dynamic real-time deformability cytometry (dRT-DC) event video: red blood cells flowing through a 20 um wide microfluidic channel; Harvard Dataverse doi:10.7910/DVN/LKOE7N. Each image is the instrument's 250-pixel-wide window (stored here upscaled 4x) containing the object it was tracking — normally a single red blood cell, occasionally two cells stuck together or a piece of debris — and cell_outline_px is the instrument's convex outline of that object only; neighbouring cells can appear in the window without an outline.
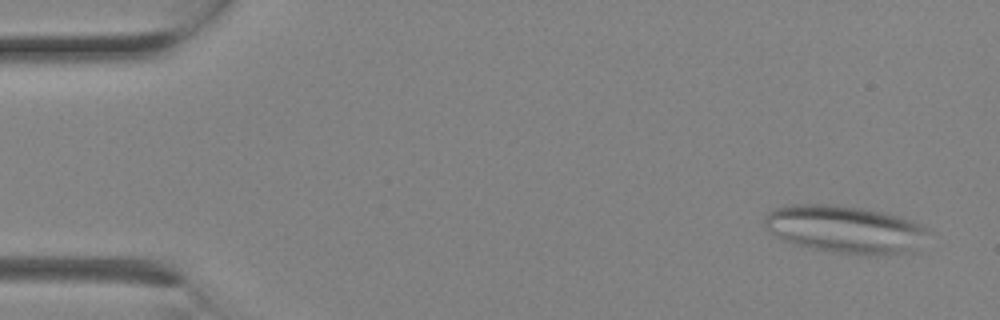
{"species": "Egyptian fruit bat (a non-hibernating species)", "species_latin": "Rousettus aegyptiacus", "temperature_condition": "room temperature", "stored_images_in_passage": 2, "camera_frame_rate_fps": 3000, "um_per_image_px": 0.085, "animal": {"sex": "female"}, "frame": {"image": 1, "passage_image": 1, "time_ms": 0.0, "image_size_px": [1000, 320], "cell_outline_px": [[932, 232], [912, 252], [836, 252], [812, 248], [792, 244], [772, 236], [764, 224], [764, 216], [772, 208], [788, 204], [836, 204], [864, 208], [900, 216], [912, 220], [928, 228]], "centroid_in_image_um": [71.76, 19.43], "position_along_channel_um": 13.2, "area_um2": 45.14}}